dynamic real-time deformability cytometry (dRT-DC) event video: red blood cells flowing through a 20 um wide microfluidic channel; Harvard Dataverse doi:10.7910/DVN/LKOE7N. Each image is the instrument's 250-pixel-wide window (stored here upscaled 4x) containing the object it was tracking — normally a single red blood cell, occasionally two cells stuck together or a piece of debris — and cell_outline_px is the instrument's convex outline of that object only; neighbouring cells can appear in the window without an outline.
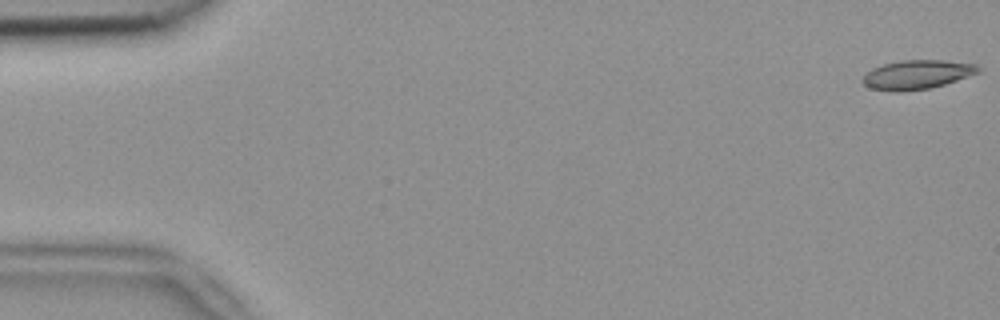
{"species": "common noctule bat (a hibernating species)", "species_latin": "Nyctalus noctula", "temperature_condition": "room temperature", "stored_images_in_passage": 9, "camera_frame_rate_fps": 3000, "um_per_image_px": 0.085, "animal": {"sex": "female", "body_mass_g": 18.4}, "frame": {"image": 1, "passage_image": 1, "time_ms": 0.0, "image_size_px": [1000, 320], "cell_outline_px": [[980, 72], [944, 84], [928, 88], [900, 92], [892, 92], [872, 88], [864, 84], [860, 80], [872, 68], [884, 64], [904, 60], [944, 60], [976, 64], [980, 68]], "centroid_in_image_um": [77.94, 6.34], "position_along_channel_um": 7.1, "area_um2": 19.42}}